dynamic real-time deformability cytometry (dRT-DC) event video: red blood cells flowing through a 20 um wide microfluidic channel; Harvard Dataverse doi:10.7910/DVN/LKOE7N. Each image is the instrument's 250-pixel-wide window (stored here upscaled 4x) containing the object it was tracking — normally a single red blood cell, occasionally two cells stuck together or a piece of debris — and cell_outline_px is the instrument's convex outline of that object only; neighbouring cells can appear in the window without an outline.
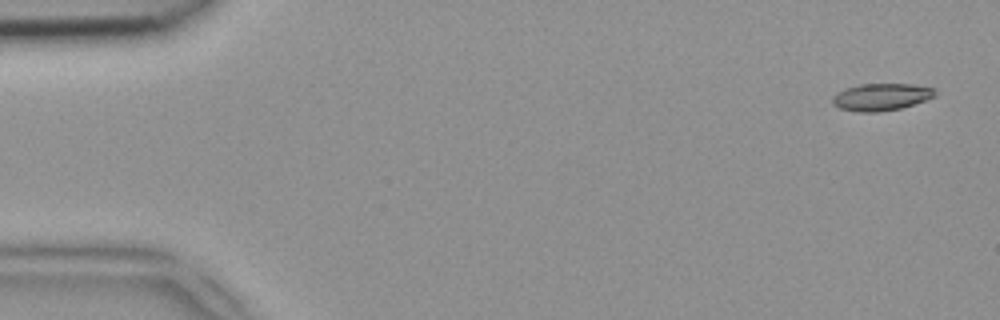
{"species": "common noctule bat (a hibernating species)", "species_latin": "Nyctalus noctula", "temperature_condition": "room temperature", "stored_images_in_passage": 8, "camera_frame_rate_fps": 3000, "um_per_image_px": 0.085, "animal": {"sex": "female", "body_mass_g": 18.4}, "frame": {"image": 1, "passage_image": 1, "time_ms": 0.0, "image_size_px": [1000, 320], "cell_outline_px": [[936, 96], [900, 108], [880, 112], [860, 112], [840, 108], [832, 104], [832, 96], [836, 92], [844, 88], [860, 84], [912, 84], [936, 88]], "centroid_in_image_um": [74.88, 8.23], "position_along_channel_um": 10.1, "area_um2": 16.3}}